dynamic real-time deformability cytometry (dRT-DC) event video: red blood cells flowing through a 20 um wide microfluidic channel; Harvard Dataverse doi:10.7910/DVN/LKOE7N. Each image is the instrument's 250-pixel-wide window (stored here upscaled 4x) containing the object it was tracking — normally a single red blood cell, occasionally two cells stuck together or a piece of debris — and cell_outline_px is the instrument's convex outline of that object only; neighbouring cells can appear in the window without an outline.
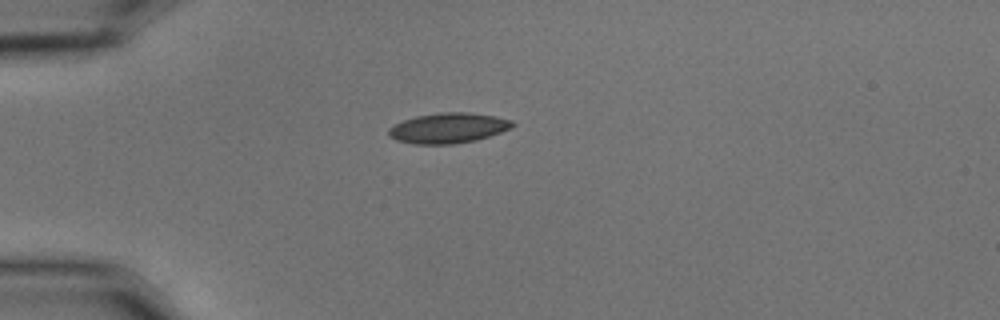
{"species": "common noctule bat (a hibernating species)", "species_latin": "Nyctalus noctula", "temperature_condition": "cold", "stored_images_in_passage": 37, "camera_frame_rate_fps": 3000, "um_per_image_px": 0.085, "animal": {"sex": "male", "body_mass_g": 15.6}, "frame": {"image": 1, "passage_image": 1, "time_ms": 0.0, "image_size_px": [1000, 320], "cell_outline_px": [[516, 124], [500, 132], [476, 140], [452, 144], [416, 144], [396, 140], [388, 136], [388, 128], [404, 120], [416, 116], [444, 112], [464, 112], [496, 116], [512, 120]], "centroid_in_image_um": [38.08, 10.88], "position_along_channel_um": 46.9, "area_um2": 21.62}}
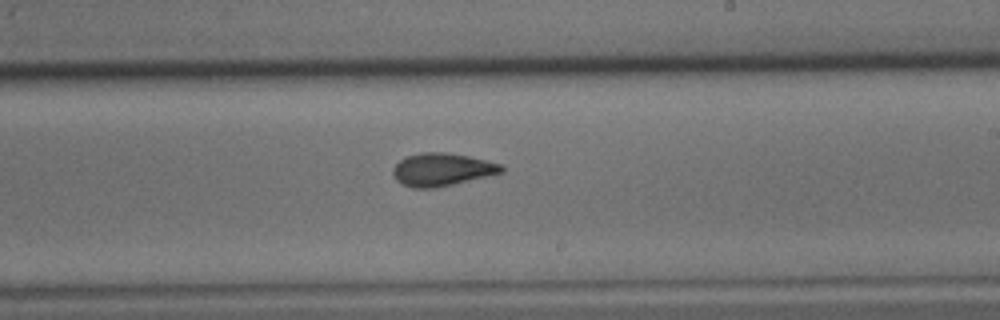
{"frame": {"image": 2, "passage_image": 20, "time_ms": 6.333, "image_size_px": [1000, 320], "cell_outline_px": [[504, 172], [452, 184], [432, 188], [412, 188], [396, 180], [392, 172], [392, 168], [400, 160], [408, 156], [420, 152], [444, 152], [468, 156], [504, 164]], "centroid_in_image_um": [37.58, 14.4], "position_along_channel_um": 251.4, "area_um2": 20.63}}
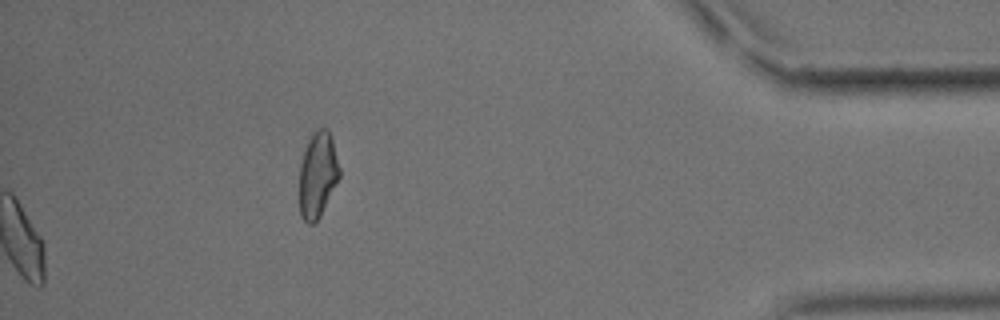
{"frame": {"image": 3, "passage_image": 37, "time_ms": 12.0, "image_size_px": [1000, 320], "cell_outline_px": [[340, 176], [320, 216], [312, 224], [308, 224], [300, 216], [300, 164], [308, 140], [312, 132], [316, 128], [328, 128], [332, 140], [340, 168]], "centroid_in_image_um": [27.0, 14.84], "position_along_channel_um": 408.2, "area_um2": 19.88}, "authors_computed_cell_mechanics": {"area_um2": 20.6346, "velocity_mm_per_s": 3.5482, "shape_relaxation_time_tau1_ms": 7.0605, "shape_relaxation_time_tau2_ms": 1.7625, "deformation_change_tau1": 0.1632, "deformation_change_tau2": 0.0638}}